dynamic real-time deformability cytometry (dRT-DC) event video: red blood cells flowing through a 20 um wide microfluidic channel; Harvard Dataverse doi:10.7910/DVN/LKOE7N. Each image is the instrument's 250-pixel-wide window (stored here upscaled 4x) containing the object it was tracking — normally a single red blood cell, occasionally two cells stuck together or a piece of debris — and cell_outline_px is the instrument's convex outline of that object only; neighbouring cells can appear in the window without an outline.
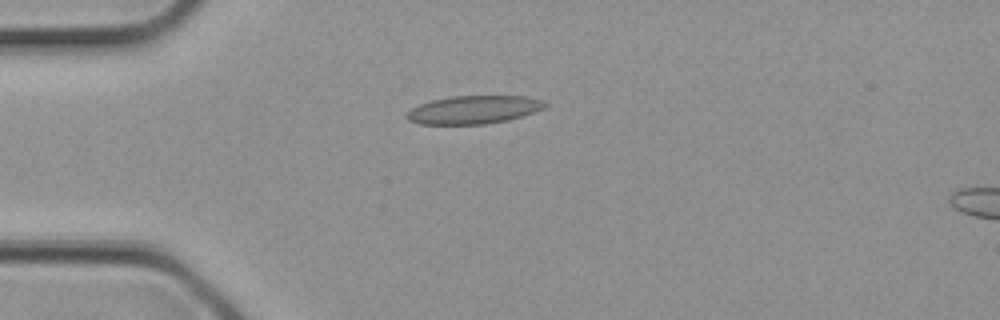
{"species": "common noctule bat (a hibernating species)", "species_latin": "Nyctalus noctula", "temperature_condition": "cold", "stored_images_in_passage": 3, "camera_frame_rate_fps": 3000, "um_per_image_px": 0.085, "animal": {"sex": "female", "body_mass_g": 21.9}, "frame": {"image": 1, "passage_image": 3, "time_ms": 0.667, "image_size_px": [1000, 320], "cell_outline_px": [[548, 104], [544, 108], [508, 120], [484, 124], [420, 124], [408, 120], [404, 116], [412, 108], [420, 104], [432, 100], [452, 96], [524, 96], [544, 100]], "centroid_in_image_um": [40.25, 9.32], "position_along_channel_um": 44.7, "area_um2": 22.54}}